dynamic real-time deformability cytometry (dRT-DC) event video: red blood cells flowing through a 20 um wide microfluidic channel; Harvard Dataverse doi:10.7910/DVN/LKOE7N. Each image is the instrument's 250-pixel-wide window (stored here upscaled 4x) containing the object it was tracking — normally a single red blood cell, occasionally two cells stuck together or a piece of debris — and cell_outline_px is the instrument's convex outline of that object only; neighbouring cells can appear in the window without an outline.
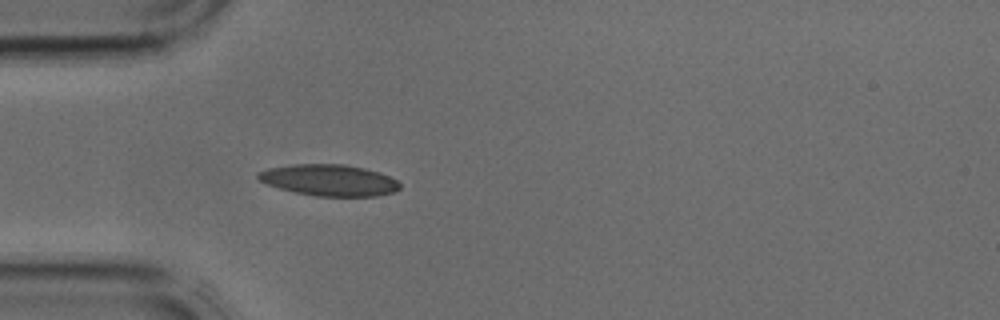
{"species": "common noctule bat (a hibernating species)", "species_latin": "Nyctalus noctula", "temperature_condition": "cold", "stored_images_in_passage": 1, "camera_frame_rate_fps": 3000, "um_per_image_px": 0.085, "animal": {"sex": "male", "body_mass_g": 17.9, "forearm_length_mm": 54.2}, "frame": {"image": 1, "passage_image": 1, "time_ms": 0.0, "image_size_px": [1000, 320], "cell_outline_px": [[400, 188], [396, 192], [376, 196], [316, 196], [296, 192], [280, 188], [268, 184], [260, 180], [256, 176], [256, 172], [268, 168], [292, 164], [344, 164], [364, 168], [380, 172], [396, 180], [400, 184]], "centroid_in_image_um": [27.99, 15.31], "position_along_channel_um": 57.0, "area_um2": 25.89}}